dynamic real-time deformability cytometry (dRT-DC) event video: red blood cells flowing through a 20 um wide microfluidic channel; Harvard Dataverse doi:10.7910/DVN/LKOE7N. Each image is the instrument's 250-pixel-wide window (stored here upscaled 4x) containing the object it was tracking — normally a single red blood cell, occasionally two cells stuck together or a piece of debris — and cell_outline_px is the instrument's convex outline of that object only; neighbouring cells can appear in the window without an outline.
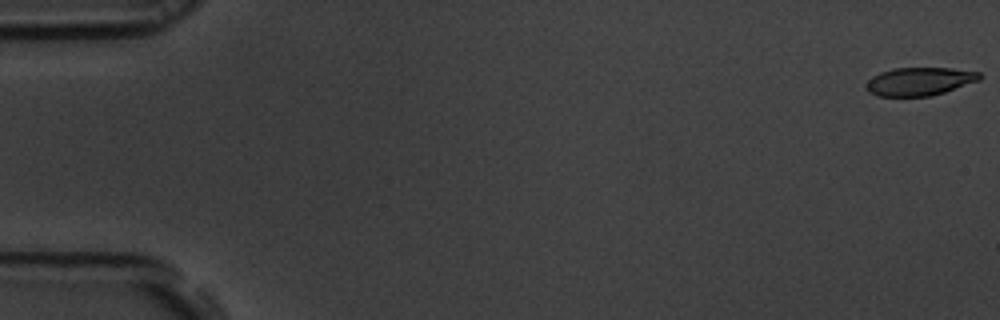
{"species": "common noctule bat (a hibernating species)", "species_latin": "Nyctalus noctula", "temperature_condition": "room temperature", "stored_images_in_passage": 56, "camera_frame_rate_fps": 3000, "um_per_image_px": 0.085, "animal": {"sex": "male", "body_mass_g": 19.5, "forearm_length_mm": 54.6}, "frame": {"image": 1, "passage_image": 1, "time_ms": 0.0, "image_size_px": [1000, 320], "cell_outline_px": [[984, 76], [980, 80], [932, 96], [880, 96], [868, 92], [864, 88], [868, 80], [872, 76], [880, 72], [892, 68], [952, 68], [980, 72]], "centroid_in_image_um": [78.16, 6.91], "position_along_channel_um": 6.8, "area_um2": 18.79}}
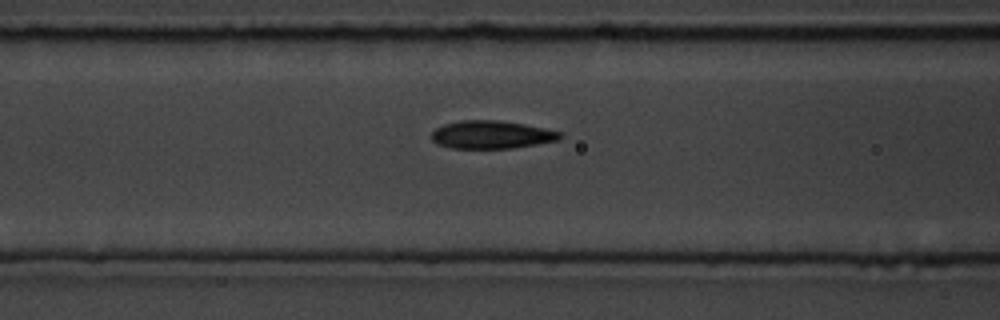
{"frame": {"image": 2, "passage_image": 23, "time_ms": 7.333, "image_size_px": [1000, 320], "cell_outline_px": [[564, 136], [560, 140], [512, 148], [452, 148], [436, 144], [432, 140], [432, 132], [436, 128], [444, 124], [460, 120], [496, 120], [524, 124], [544, 128], [560, 132]], "centroid_in_image_um": [41.78, 11.45], "position_along_channel_um": 124.8, "area_um2": 20.92}}
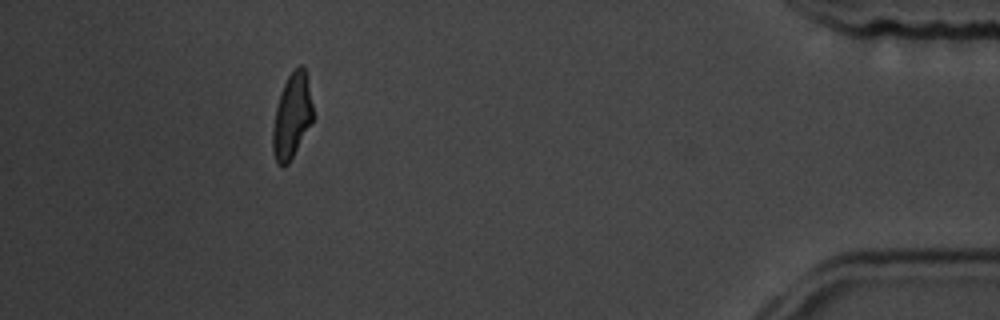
{"frame": {"image": 3, "passage_image": 51, "time_ms": 16.667, "image_size_px": [1000, 320], "cell_outline_px": [[312, 124], [288, 164], [280, 164], [276, 160], [272, 148], [272, 132], [276, 108], [280, 92], [288, 76], [300, 64], [304, 68], [312, 104]], "centroid_in_image_um": [24.8, 9.88], "position_along_channel_um": 410.4, "area_um2": 19.42}, "authors_computed_cell_mechanics": {"area_um2": 20.7502, "velocity_mm_per_s": 3.6817, "shape_relaxation_time_tau1_ms": 4.1724, "shape_relaxation_time_tau2_ms": 1.0559, "deformation_change_tau1": 0.1791, "deformation_change_tau2": 0.0818}}